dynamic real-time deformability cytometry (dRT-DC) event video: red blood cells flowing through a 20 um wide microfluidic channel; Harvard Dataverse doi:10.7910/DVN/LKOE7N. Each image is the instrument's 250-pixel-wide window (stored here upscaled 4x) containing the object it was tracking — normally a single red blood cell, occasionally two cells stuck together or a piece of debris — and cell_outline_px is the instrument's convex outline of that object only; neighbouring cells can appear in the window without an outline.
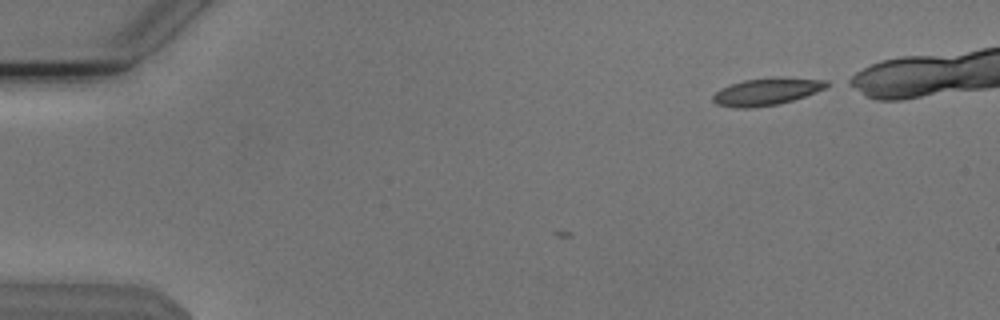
{"species": "Egyptian fruit bat (a non-hibernating species)", "species_latin": "Rousettus aegyptiacus", "temperature_condition": "cold", "stored_images_in_passage": 3, "camera_frame_rate_fps": 3000, "um_per_image_px": 0.085, "animal": {"sex": "male"}, "frame": {"image": 1, "passage_image": 1, "time_ms": 0.0, "image_size_px": [1000, 320], "cell_outline_px": [[832, 84], [816, 92], [792, 100], [776, 104], [748, 108], [736, 108], [716, 104], [712, 100], [712, 96], [720, 88], [744, 80], [784, 76], [828, 80]], "centroid_in_image_um": [65.19, 7.76], "position_along_channel_um": 19.8, "area_um2": 18.09}}